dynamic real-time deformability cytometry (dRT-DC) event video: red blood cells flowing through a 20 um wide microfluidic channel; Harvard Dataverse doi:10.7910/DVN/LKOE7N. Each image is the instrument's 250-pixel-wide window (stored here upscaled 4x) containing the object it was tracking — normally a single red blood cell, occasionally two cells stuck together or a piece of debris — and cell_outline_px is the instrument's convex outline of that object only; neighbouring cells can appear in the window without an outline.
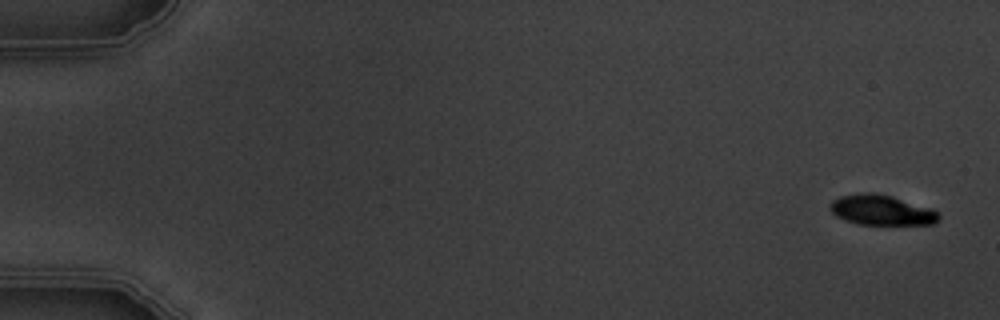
{"species": "common noctule bat (a hibernating species)", "species_latin": "Nyctalus noctula", "temperature_condition": "warm", "stored_images_in_passage": 9, "camera_frame_rate_fps": 3000, "um_per_image_px": 0.085, "animal": {"sex": "male", "body_mass_g": 19.5, "forearm_length_mm": 54.6}, "frame": {"image": 1, "passage_image": 1, "time_ms": 0.0, "image_size_px": [1000, 320], "cell_outline_px": [[940, 220], [936, 224], [860, 224], [836, 216], [828, 208], [828, 204], [832, 200], [840, 196], [860, 192], [872, 192], [892, 196], [932, 208], [940, 216]], "centroid_in_image_um": [74.92, 17.84], "position_along_channel_um": 10.1, "area_um2": 19.19}}
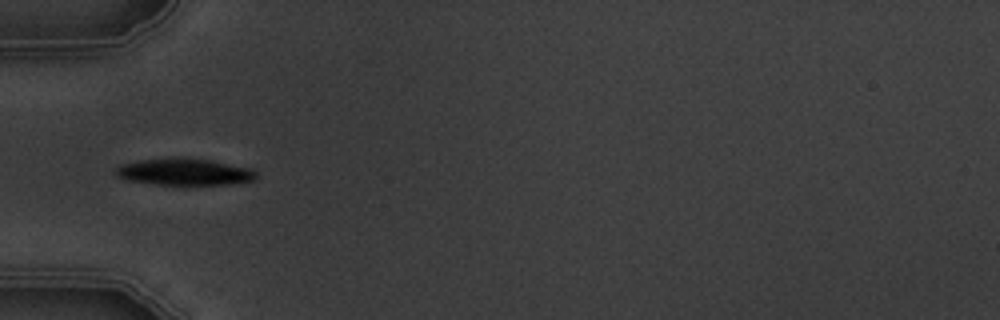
{"frame": {"image": 2, "passage_image": 6, "time_ms": 5.667, "image_size_px": [1000, 320], "cell_outline_px": [[260, 176], [256, 180], [228, 184], [156, 184], [124, 180], [116, 176], [112, 168], [120, 164], [140, 160], [212, 160], [252, 168]], "centroid_in_image_um": [15.68, 14.64], "position_along_channel_um": 69.3, "area_um2": 21.44}}
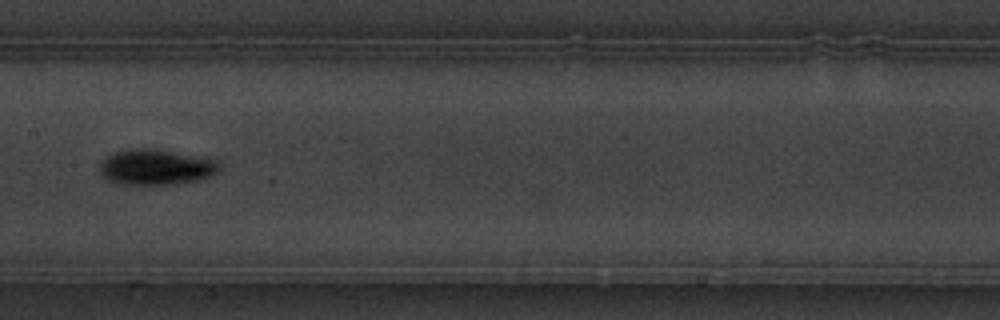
{"frame": {"image": 3, "passage_image": 9, "time_ms": 9.0, "image_size_px": [1000, 320], "cell_outline_px": [[220, 172], [212, 176], [200, 180], [176, 184], [120, 184], [108, 180], [100, 172], [100, 164], [108, 156], [116, 152], [132, 148], [144, 148], [216, 160], [220, 164]], "centroid_in_image_um": [13.28, 14.23], "position_along_channel_um": 194.1, "area_um2": 24.33}}